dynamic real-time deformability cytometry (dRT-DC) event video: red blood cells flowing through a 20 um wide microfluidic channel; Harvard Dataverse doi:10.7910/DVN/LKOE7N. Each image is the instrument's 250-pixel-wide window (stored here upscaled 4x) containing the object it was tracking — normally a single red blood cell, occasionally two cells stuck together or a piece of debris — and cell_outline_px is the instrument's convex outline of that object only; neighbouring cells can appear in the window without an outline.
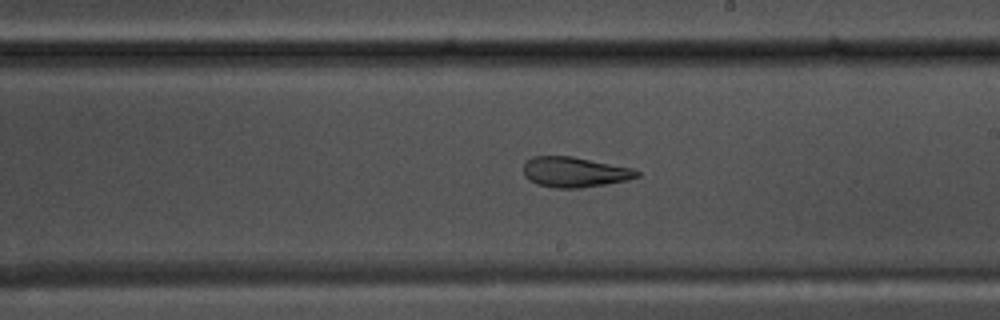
{"species": "common noctule bat (a hibernating species)", "species_latin": "Nyctalus noctula", "temperature_condition": "warm", "stored_images_in_passage": 55, "camera_frame_rate_fps": 3000, "um_per_image_px": 0.085, "animal": {"sex": "male", "body_mass_g": 17.5, "forearm_length_mm": 52.3}, "frame": {"image": 1, "passage_image": 32, "time_ms": 10.333, "image_size_px": [1000, 320], "cell_outline_px": [[640, 176], [628, 180], [580, 188], [556, 188], [536, 184], [528, 180], [524, 176], [524, 164], [532, 156], [572, 156], [632, 168], [640, 172]], "centroid_in_image_um": [48.83, 14.63], "position_along_channel_um": 240.2, "area_um2": 20.0}}
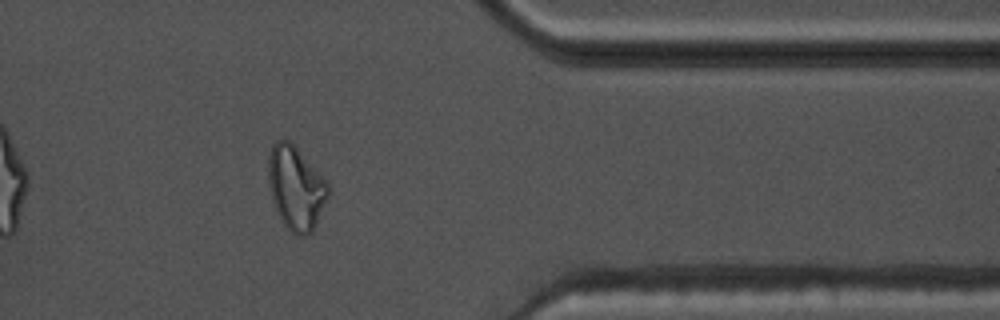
{"frame": {"image": 2, "passage_image": 45, "time_ms": 14.667, "image_size_px": [1000, 320], "cell_outline_px": [[328, 196], [316, 224], [312, 232], [308, 236], [296, 236], [280, 220], [272, 200], [268, 180], [268, 152], [272, 144], [276, 140], [288, 140], [296, 148], [328, 184]], "centroid_in_image_um": [25.11, 16.01], "position_along_channel_um": 386.3, "area_um2": 28.78}}
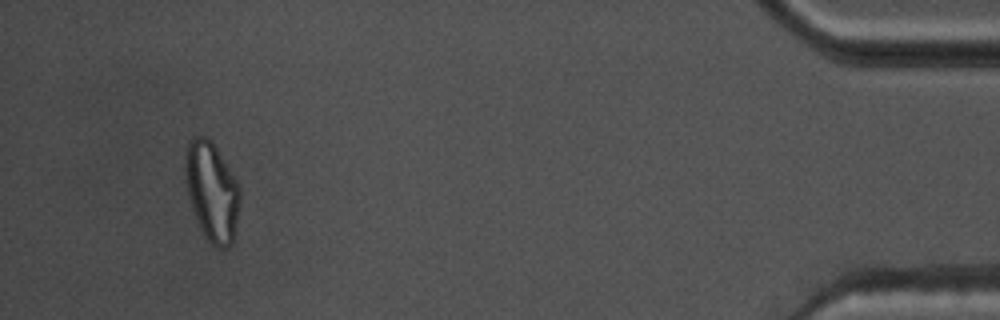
{"frame": {"image": 3, "passage_image": 52, "time_ms": 17.0, "image_size_px": [1000, 320], "cell_outline_px": [[240, 204], [232, 244], [228, 248], [216, 248], [204, 236], [196, 220], [188, 196], [184, 168], [184, 160], [188, 140], [192, 136], [204, 136], [212, 140], [236, 180], [240, 188]], "centroid_in_image_um": [17.99, 16.27], "position_along_channel_um": 417.2, "area_um2": 31.85}, "authors_computed_cell_mechanics": {"area_um2": 24.565, "velocity_mm_per_s": 3.7128, "shape_relaxation_time_tau1_ms": null, "shape_relaxation_time_tau2_ms": 2.4344, "deformation_change_tau1": null, "deformation_change_tau2": 0.1001}}